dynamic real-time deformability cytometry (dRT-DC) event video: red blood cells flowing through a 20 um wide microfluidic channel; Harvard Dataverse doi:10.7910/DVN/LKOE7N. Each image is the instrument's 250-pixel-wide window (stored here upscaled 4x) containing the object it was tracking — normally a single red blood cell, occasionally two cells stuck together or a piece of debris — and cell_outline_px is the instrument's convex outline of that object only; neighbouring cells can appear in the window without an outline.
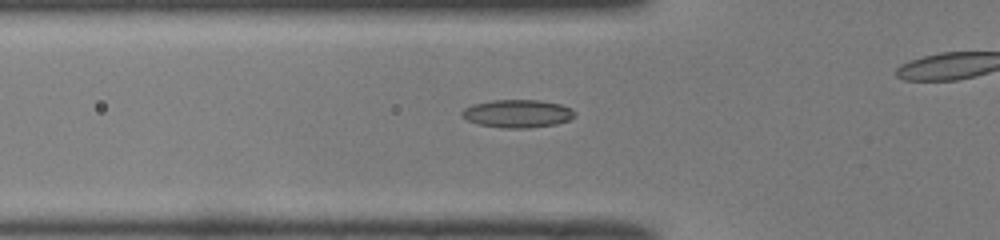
{"species": "common noctule bat (a hibernating species)", "species_latin": "Nyctalus noctula", "temperature_condition": "room temperature", "stored_images_in_passage": 37, "camera_frame_rate_fps": 3000, "um_per_image_px": 0.085, "animal": {"sex": "male", "body_mass_g": 19.0, "forearm_length_mm": 50.8}, "frame": {"image": 1, "passage_image": 13, "time_ms": 4.0, "image_size_px": [1000, 240], "cell_outline_px": [[576, 116], [568, 120], [556, 124], [528, 128], [504, 128], [480, 124], [468, 120], [460, 116], [460, 112], [464, 108], [472, 104], [492, 100], [540, 100], [560, 104], [572, 108], [576, 112]], "centroid_in_image_um": [43.99, 9.65], "position_along_channel_um": 81.8, "area_um2": 18.5}}
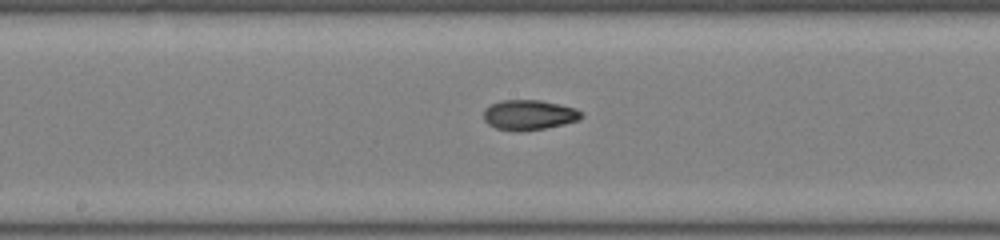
{"frame": {"image": 2, "passage_image": 22, "time_ms": 7.0, "image_size_px": [1000, 240], "cell_outline_px": [[584, 116], [580, 120], [564, 124], [544, 128], [496, 128], [488, 124], [484, 120], [484, 108], [500, 100], [540, 100], [576, 108]], "centroid_in_image_um": [44.99, 9.72], "position_along_channel_um": 203.2, "area_um2": 16.47}}
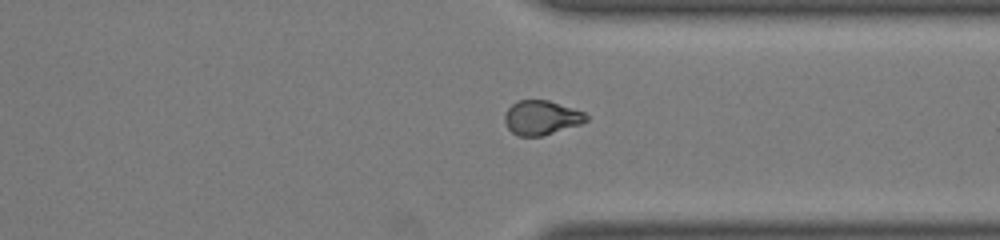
{"frame": {"image": 3, "passage_image": 34, "time_ms": 11.0, "image_size_px": [1000, 240], "cell_outline_px": [[588, 120], [580, 124], [540, 136], [520, 136], [512, 132], [508, 128], [504, 120], [504, 116], [508, 108], [512, 104], [520, 100], [548, 100], [584, 112], [588, 116]], "centroid_in_image_um": [46.01, 9.99], "position_along_channel_um": 365.4, "area_um2": 16.07}}